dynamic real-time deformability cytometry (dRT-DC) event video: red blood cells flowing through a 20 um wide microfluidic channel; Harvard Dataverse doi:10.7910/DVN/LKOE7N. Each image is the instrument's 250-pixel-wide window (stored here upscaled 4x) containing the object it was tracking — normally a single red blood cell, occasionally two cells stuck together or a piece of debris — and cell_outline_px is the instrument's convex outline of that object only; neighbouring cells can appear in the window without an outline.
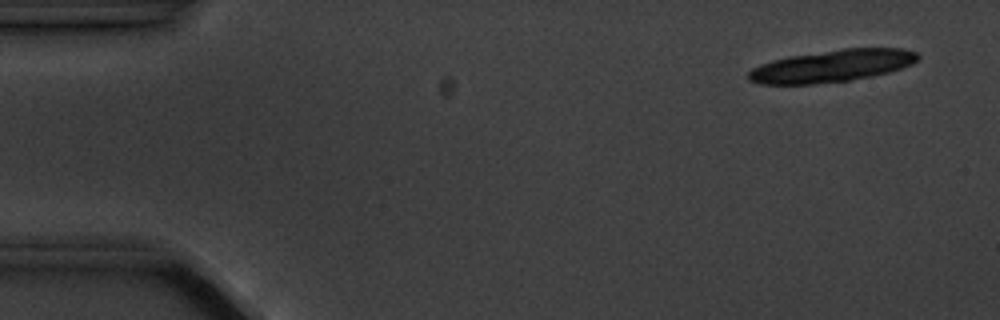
{"species": "common noctule bat (a hibernating species)", "species_latin": "Nyctalus noctula", "temperature_condition": "cold", "stored_images_in_passage": 5, "camera_frame_rate_fps": 3000, "um_per_image_px": 0.085, "animal": {"sex": "male", "body_mass_g": 20.1, "forearm_length_mm": 53.5}, "frame": {"image": 1, "passage_image": 1, "time_ms": 0.0, "image_size_px": [1000, 320], "cell_outline_px": [[920, 56], [912, 64], [888, 72], [872, 76], [848, 80], [812, 84], [760, 84], [748, 80], [748, 72], [752, 68], [760, 64], [772, 60], [788, 56], [844, 48], [900, 48], [916, 52]], "centroid_in_image_um": [70.68, 5.6], "position_along_channel_um": 14.3, "area_um2": 31.62}}